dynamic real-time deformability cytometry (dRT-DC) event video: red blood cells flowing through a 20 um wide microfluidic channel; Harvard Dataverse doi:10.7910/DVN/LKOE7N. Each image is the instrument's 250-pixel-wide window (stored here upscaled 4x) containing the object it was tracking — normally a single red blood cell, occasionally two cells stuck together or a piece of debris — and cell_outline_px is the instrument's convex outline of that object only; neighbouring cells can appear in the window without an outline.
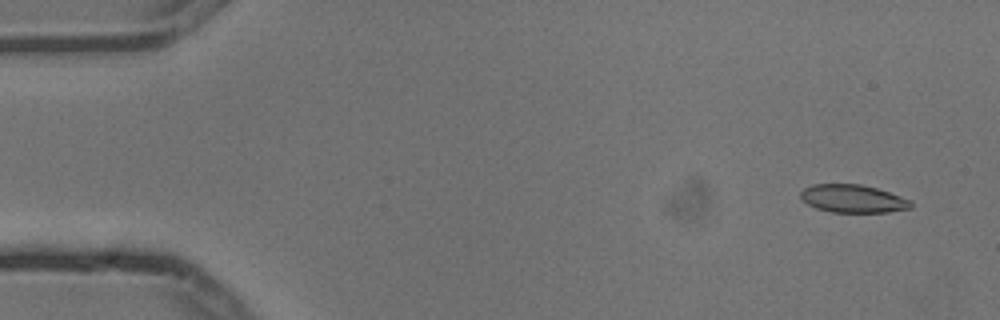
{"species": "common noctule bat (a hibernating species)", "species_latin": "Nyctalus noctula", "temperature_condition": "cold", "stored_images_in_passage": 5, "camera_frame_rate_fps": 3000, "um_per_image_px": 0.085, "animal": {"sex": "male", "body_mass_g": 13.3}, "frame": {"image": 1, "passage_image": 1, "time_ms": 0.0, "image_size_px": [1000, 320], "cell_outline_px": [[912, 208], [888, 212], [832, 212], [816, 208], [808, 204], [800, 196], [800, 192], [804, 188], [812, 184], [860, 184], [876, 188], [912, 200]], "centroid_in_image_um": [72.51, 16.89], "position_along_channel_um": 12.5, "area_um2": 17.92}}
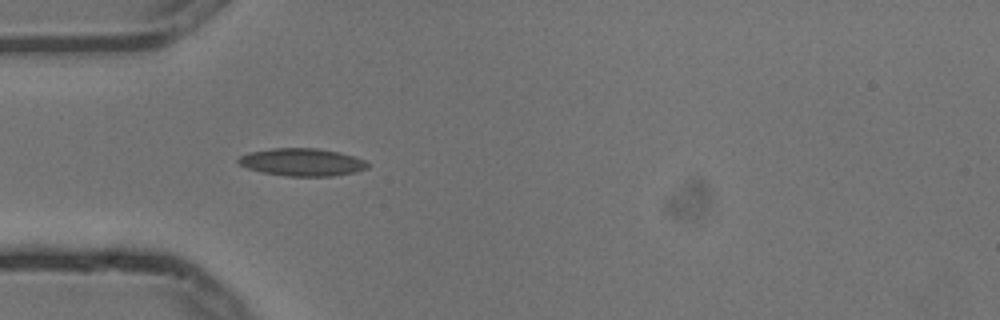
{"frame": {"image": 2, "passage_image": 5, "time_ms": 1.333, "image_size_px": [1000, 320], "cell_outline_px": [[372, 164], [368, 168], [356, 172], [332, 176], [288, 176], [260, 172], [248, 168], [240, 164], [236, 160], [240, 156], [248, 152], [272, 148], [316, 148], [340, 152], [364, 160]], "centroid_in_image_um": [25.69, 13.78], "position_along_channel_um": 59.3, "area_um2": 20.92}}